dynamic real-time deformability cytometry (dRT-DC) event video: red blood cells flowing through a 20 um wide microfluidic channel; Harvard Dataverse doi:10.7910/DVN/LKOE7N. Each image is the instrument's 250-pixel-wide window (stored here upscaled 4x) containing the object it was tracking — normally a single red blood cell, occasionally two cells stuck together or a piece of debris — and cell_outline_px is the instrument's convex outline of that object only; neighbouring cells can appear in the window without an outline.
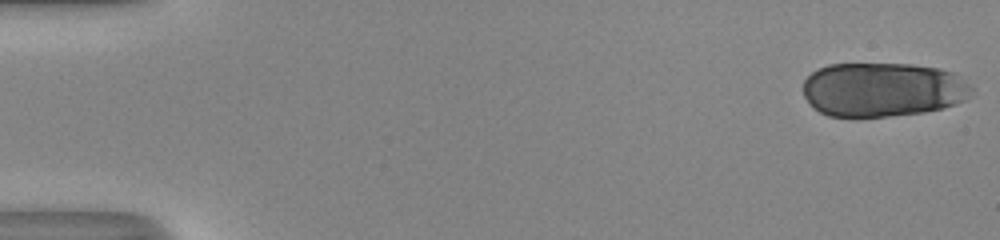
{"species": "human", "species_latin": "Homo sapiens", "temperature_condition": "room temperature", "stored_images_in_passage": 52, "segment_of_instrument_passage": [1, 2], "camera_frame_rate_fps": 3000, "um_per_image_px": 0.085, "donor": {"sex": "male"}, "frame": {"image": 1, "passage_image": 1, "time_ms": 0.0, "image_size_px": [1000, 240], "cell_outline_px": [[972, 88], [968, 96], [964, 100], [956, 104], [924, 112], [888, 116], [828, 116], [820, 112], [804, 96], [804, 80], [812, 72], [828, 64], [912, 64], [940, 68], [952, 72], [968, 84]], "centroid_in_image_um": [75.02, 7.6], "position_along_channel_um": 10.0, "area_um2": 52.89}}